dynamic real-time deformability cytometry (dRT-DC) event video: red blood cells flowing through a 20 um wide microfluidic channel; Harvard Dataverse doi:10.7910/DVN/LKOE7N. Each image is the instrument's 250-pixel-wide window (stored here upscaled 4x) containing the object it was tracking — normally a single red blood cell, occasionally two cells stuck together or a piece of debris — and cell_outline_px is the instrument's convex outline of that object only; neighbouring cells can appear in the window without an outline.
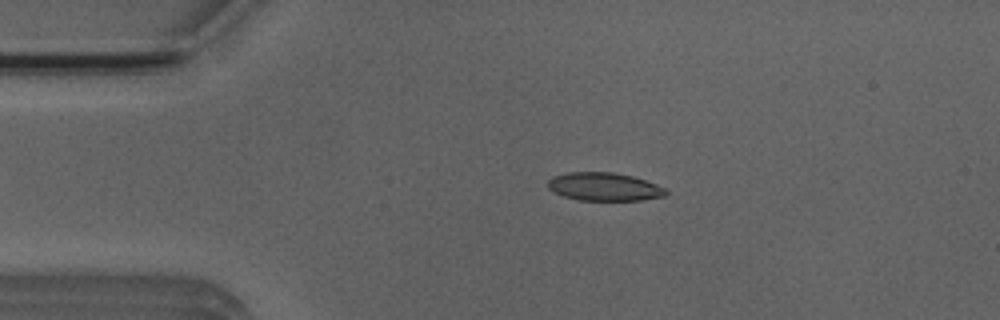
{"species": "Egyptian fruit bat (a non-hibernating species)", "species_latin": "Rousettus aegyptiacus", "temperature_condition": "room temperature", "stored_images_in_passage": 3, "camera_frame_rate_fps": 3000, "um_per_image_px": 0.085, "animal": {"sex": "male"}, "frame": {"image": 1, "passage_image": 2, "time_ms": 2.0, "image_size_px": [1000, 320], "cell_outline_px": [[668, 192], [664, 196], [640, 200], [580, 200], [564, 196], [548, 188], [548, 180], [552, 176], [568, 172], [612, 172], [632, 176], [668, 188]], "centroid_in_image_um": [51.37, 15.86], "position_along_channel_um": 33.6, "area_um2": 19.31}}